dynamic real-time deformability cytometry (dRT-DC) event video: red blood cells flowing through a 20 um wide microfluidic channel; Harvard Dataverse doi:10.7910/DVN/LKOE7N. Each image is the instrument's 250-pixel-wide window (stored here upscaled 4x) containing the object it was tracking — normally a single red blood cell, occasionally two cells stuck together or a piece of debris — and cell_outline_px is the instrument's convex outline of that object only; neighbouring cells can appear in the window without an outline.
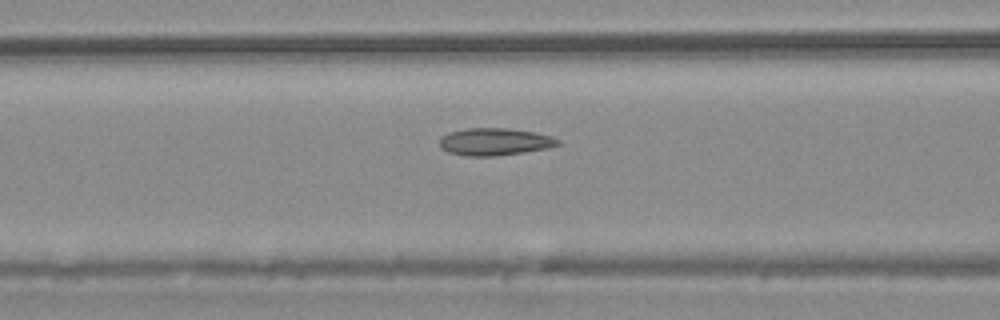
{"species": "common noctule bat (a hibernating species)", "species_latin": "Nyctalus noctula", "temperature_condition": "warm", "stored_images_in_passage": 55, "camera_frame_rate_fps": 3000, "um_per_image_px": 0.085, "animal": {"sex": "male", "body_mass_g": 20.4}, "frame": {"image": 1, "passage_image": 23, "time_ms": 7.333, "image_size_px": [1000, 320], "cell_outline_px": [[560, 144], [548, 148], [524, 152], [496, 156], [464, 156], [448, 152], [440, 148], [440, 136], [448, 132], [468, 128], [508, 128], [536, 132], [552, 136], [560, 140]], "centroid_in_image_um": [42.04, 12.04], "position_along_channel_um": 124.6, "area_um2": 19.07}}
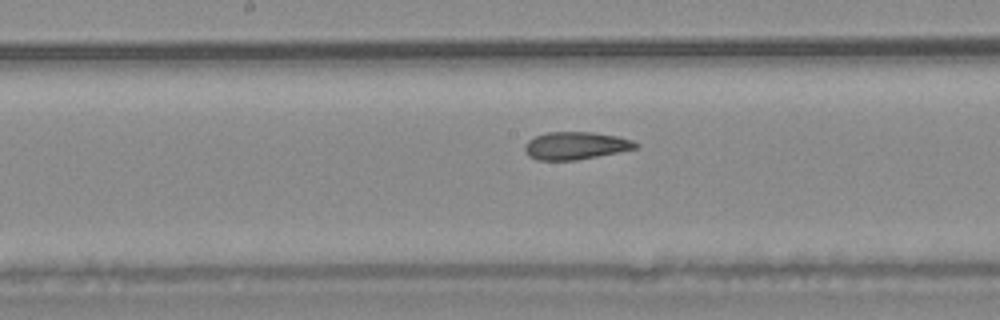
{"frame": {"image": 2, "passage_image": 29, "time_ms": 9.333, "image_size_px": [1000, 320], "cell_outline_px": [[640, 148], [576, 160], [536, 160], [528, 156], [524, 152], [524, 144], [528, 140], [536, 136], [548, 132], [592, 132], [616, 136], [632, 140], [640, 144]], "centroid_in_image_um": [48.93, 12.38], "position_along_channel_um": 199.3, "area_um2": 17.98}}
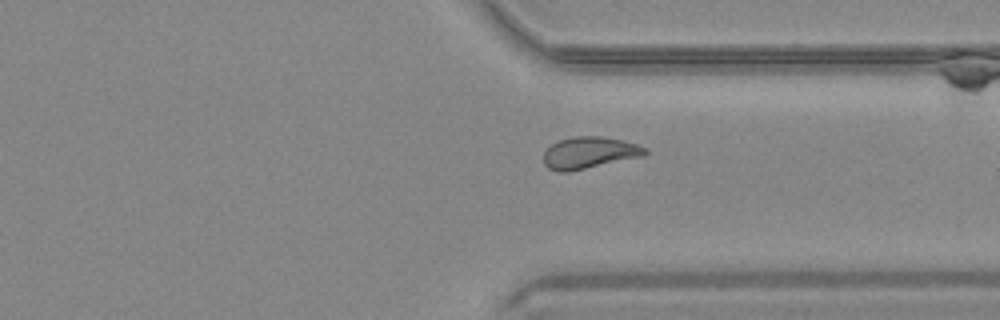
{"frame": {"image": 3, "passage_image": 42, "time_ms": 13.667, "image_size_px": [1000, 320], "cell_outline_px": [[648, 152], [644, 156], [568, 172], [556, 172], [548, 168], [544, 164], [544, 152], [552, 144], [560, 140], [576, 136], [600, 136], [624, 140], [648, 148]], "centroid_in_image_um": [50.11, 12.99], "position_along_channel_um": 361.3, "area_um2": 18.84}, "authors_computed_cell_mechanics": {"area_um2": 19.074, "velocity_mm_per_s": 3.7353, "shape_relaxation_time_tau1_ms": null, "shape_relaxation_time_tau2_ms": 2.437, "deformation_change_tau1": null, "deformation_change_tau2": 0.0875}}